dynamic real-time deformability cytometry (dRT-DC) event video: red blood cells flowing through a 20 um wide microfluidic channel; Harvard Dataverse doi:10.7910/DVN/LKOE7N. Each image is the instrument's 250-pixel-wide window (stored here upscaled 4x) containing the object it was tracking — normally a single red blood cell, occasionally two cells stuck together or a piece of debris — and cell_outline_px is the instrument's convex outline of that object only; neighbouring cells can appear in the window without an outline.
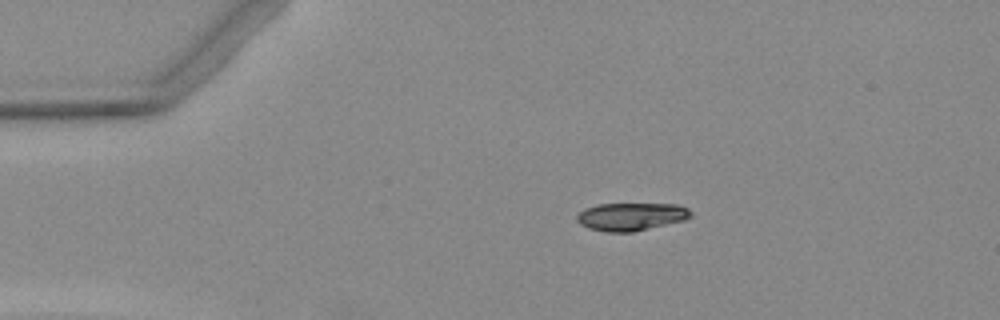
{"species": "Egyptian fruit bat (a non-hibernating species)", "species_latin": "Rousettus aegyptiacus", "temperature_condition": "warm", "stored_images_in_passage": 5, "camera_frame_rate_fps": 3000, "um_per_image_px": 0.085, "animal": {"sex": "female"}, "frame": {"image": 1, "passage_image": 3, "time_ms": 2.333, "image_size_px": [1000, 320], "cell_outline_px": [[692, 216], [684, 220], [632, 232], [604, 232], [588, 228], [580, 224], [576, 220], [576, 216], [584, 208], [596, 204], [680, 204], [688, 208], [692, 212]], "centroid_in_image_um": [53.63, 18.4], "position_along_channel_um": 31.4, "area_um2": 18.61}}